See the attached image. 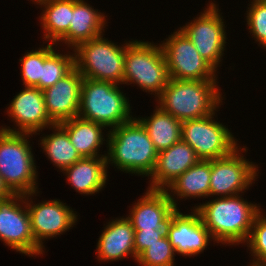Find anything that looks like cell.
Returning a JSON list of instances; mask_svg holds the SVG:
<instances>
[{
  "instance_id": "obj_20",
  "label": "cell",
  "mask_w": 266,
  "mask_h": 266,
  "mask_svg": "<svg viewBox=\"0 0 266 266\" xmlns=\"http://www.w3.org/2000/svg\"><path fill=\"white\" fill-rule=\"evenodd\" d=\"M106 17L84 0H73L69 30L57 42L74 50L80 43L104 35Z\"/></svg>"
},
{
  "instance_id": "obj_9",
  "label": "cell",
  "mask_w": 266,
  "mask_h": 266,
  "mask_svg": "<svg viewBox=\"0 0 266 266\" xmlns=\"http://www.w3.org/2000/svg\"><path fill=\"white\" fill-rule=\"evenodd\" d=\"M206 9V10H205ZM201 14L180 27L197 52L215 71L221 66L226 40V26L216 2H209Z\"/></svg>"
},
{
  "instance_id": "obj_10",
  "label": "cell",
  "mask_w": 266,
  "mask_h": 266,
  "mask_svg": "<svg viewBox=\"0 0 266 266\" xmlns=\"http://www.w3.org/2000/svg\"><path fill=\"white\" fill-rule=\"evenodd\" d=\"M0 240L28 256L45 252L35 243L25 195L12 194L0 199Z\"/></svg>"
},
{
  "instance_id": "obj_24",
  "label": "cell",
  "mask_w": 266,
  "mask_h": 266,
  "mask_svg": "<svg viewBox=\"0 0 266 266\" xmlns=\"http://www.w3.org/2000/svg\"><path fill=\"white\" fill-rule=\"evenodd\" d=\"M146 129L157 152L168 149L181 140L182 121L156 105L153 114L136 118Z\"/></svg>"
},
{
  "instance_id": "obj_13",
  "label": "cell",
  "mask_w": 266,
  "mask_h": 266,
  "mask_svg": "<svg viewBox=\"0 0 266 266\" xmlns=\"http://www.w3.org/2000/svg\"><path fill=\"white\" fill-rule=\"evenodd\" d=\"M38 192L25 194L27 209L31 221V229L35 243L44 251V242L57 235L65 233L76 225L77 212L61 202L60 199H51L50 201H41L33 203L32 198L37 196ZM33 196V197H32ZM30 197V198H29ZM71 208V209H70Z\"/></svg>"
},
{
  "instance_id": "obj_28",
  "label": "cell",
  "mask_w": 266,
  "mask_h": 266,
  "mask_svg": "<svg viewBox=\"0 0 266 266\" xmlns=\"http://www.w3.org/2000/svg\"><path fill=\"white\" fill-rule=\"evenodd\" d=\"M55 43H48L47 46L39 47L38 50H31L24 54L19 61L21 62V79L24 86L38 88L41 79L44 60L56 49Z\"/></svg>"
},
{
  "instance_id": "obj_32",
  "label": "cell",
  "mask_w": 266,
  "mask_h": 266,
  "mask_svg": "<svg viewBox=\"0 0 266 266\" xmlns=\"http://www.w3.org/2000/svg\"><path fill=\"white\" fill-rule=\"evenodd\" d=\"M166 235V230H135L134 249L135 261L137 257L150 245L156 243Z\"/></svg>"
},
{
  "instance_id": "obj_5",
  "label": "cell",
  "mask_w": 266,
  "mask_h": 266,
  "mask_svg": "<svg viewBox=\"0 0 266 266\" xmlns=\"http://www.w3.org/2000/svg\"><path fill=\"white\" fill-rule=\"evenodd\" d=\"M119 84L84 78L78 117L111 129L131 121V106Z\"/></svg>"
},
{
  "instance_id": "obj_11",
  "label": "cell",
  "mask_w": 266,
  "mask_h": 266,
  "mask_svg": "<svg viewBox=\"0 0 266 266\" xmlns=\"http://www.w3.org/2000/svg\"><path fill=\"white\" fill-rule=\"evenodd\" d=\"M246 149L244 146L239 147L225 157L211 160L209 197L239 195L255 183L259 167L245 159L242 151L247 152Z\"/></svg>"
},
{
  "instance_id": "obj_33",
  "label": "cell",
  "mask_w": 266,
  "mask_h": 266,
  "mask_svg": "<svg viewBox=\"0 0 266 266\" xmlns=\"http://www.w3.org/2000/svg\"><path fill=\"white\" fill-rule=\"evenodd\" d=\"M13 193L7 188L5 185L1 175H0V199H4L6 197H9Z\"/></svg>"
},
{
  "instance_id": "obj_18",
  "label": "cell",
  "mask_w": 266,
  "mask_h": 266,
  "mask_svg": "<svg viewBox=\"0 0 266 266\" xmlns=\"http://www.w3.org/2000/svg\"><path fill=\"white\" fill-rule=\"evenodd\" d=\"M199 160L195 151L181 139L168 149L158 152L147 189L164 190Z\"/></svg>"
},
{
  "instance_id": "obj_21",
  "label": "cell",
  "mask_w": 266,
  "mask_h": 266,
  "mask_svg": "<svg viewBox=\"0 0 266 266\" xmlns=\"http://www.w3.org/2000/svg\"><path fill=\"white\" fill-rule=\"evenodd\" d=\"M106 156L83 157L63 169L71 187L80 194L93 195L103 189L107 180Z\"/></svg>"
},
{
  "instance_id": "obj_30",
  "label": "cell",
  "mask_w": 266,
  "mask_h": 266,
  "mask_svg": "<svg viewBox=\"0 0 266 266\" xmlns=\"http://www.w3.org/2000/svg\"><path fill=\"white\" fill-rule=\"evenodd\" d=\"M175 251L167 235L145 249L136 260L140 266H174Z\"/></svg>"
},
{
  "instance_id": "obj_23",
  "label": "cell",
  "mask_w": 266,
  "mask_h": 266,
  "mask_svg": "<svg viewBox=\"0 0 266 266\" xmlns=\"http://www.w3.org/2000/svg\"><path fill=\"white\" fill-rule=\"evenodd\" d=\"M67 133L72 145L82 157L106 156L100 154V147L108 139H104L103 130L107 129L104 125L88 121L80 117L59 124ZM106 141V142H103Z\"/></svg>"
},
{
  "instance_id": "obj_17",
  "label": "cell",
  "mask_w": 266,
  "mask_h": 266,
  "mask_svg": "<svg viewBox=\"0 0 266 266\" xmlns=\"http://www.w3.org/2000/svg\"><path fill=\"white\" fill-rule=\"evenodd\" d=\"M177 210L164 190L147 189L134 203L127 218L134 230H166L172 214Z\"/></svg>"
},
{
  "instance_id": "obj_4",
  "label": "cell",
  "mask_w": 266,
  "mask_h": 266,
  "mask_svg": "<svg viewBox=\"0 0 266 266\" xmlns=\"http://www.w3.org/2000/svg\"><path fill=\"white\" fill-rule=\"evenodd\" d=\"M30 133L0 129V175L13 194L38 192L37 169L30 146Z\"/></svg>"
},
{
  "instance_id": "obj_29",
  "label": "cell",
  "mask_w": 266,
  "mask_h": 266,
  "mask_svg": "<svg viewBox=\"0 0 266 266\" xmlns=\"http://www.w3.org/2000/svg\"><path fill=\"white\" fill-rule=\"evenodd\" d=\"M260 210L245 242L253 257L249 265L266 266V215Z\"/></svg>"
},
{
  "instance_id": "obj_22",
  "label": "cell",
  "mask_w": 266,
  "mask_h": 266,
  "mask_svg": "<svg viewBox=\"0 0 266 266\" xmlns=\"http://www.w3.org/2000/svg\"><path fill=\"white\" fill-rule=\"evenodd\" d=\"M211 160H199L195 165L171 182L164 191L175 207L177 199L208 198L210 190ZM177 198L175 200V197Z\"/></svg>"
},
{
  "instance_id": "obj_6",
  "label": "cell",
  "mask_w": 266,
  "mask_h": 266,
  "mask_svg": "<svg viewBox=\"0 0 266 266\" xmlns=\"http://www.w3.org/2000/svg\"><path fill=\"white\" fill-rule=\"evenodd\" d=\"M155 44L133 40L127 46L123 84H137L142 91L158 97L170 78L161 44Z\"/></svg>"
},
{
  "instance_id": "obj_31",
  "label": "cell",
  "mask_w": 266,
  "mask_h": 266,
  "mask_svg": "<svg viewBox=\"0 0 266 266\" xmlns=\"http://www.w3.org/2000/svg\"><path fill=\"white\" fill-rule=\"evenodd\" d=\"M246 21L252 38L266 49V2L252 0L246 11Z\"/></svg>"
},
{
  "instance_id": "obj_26",
  "label": "cell",
  "mask_w": 266,
  "mask_h": 266,
  "mask_svg": "<svg viewBox=\"0 0 266 266\" xmlns=\"http://www.w3.org/2000/svg\"><path fill=\"white\" fill-rule=\"evenodd\" d=\"M50 128L54 130L53 133L40 137L42 139L39 140L41 141L39 144L46 157L62 171L83 157L72 145L68 133L59 124H54Z\"/></svg>"
},
{
  "instance_id": "obj_2",
  "label": "cell",
  "mask_w": 266,
  "mask_h": 266,
  "mask_svg": "<svg viewBox=\"0 0 266 266\" xmlns=\"http://www.w3.org/2000/svg\"><path fill=\"white\" fill-rule=\"evenodd\" d=\"M107 165L143 177L154 170L158 152L144 126L134 117L131 121L108 129ZM145 175V176H144Z\"/></svg>"
},
{
  "instance_id": "obj_15",
  "label": "cell",
  "mask_w": 266,
  "mask_h": 266,
  "mask_svg": "<svg viewBox=\"0 0 266 266\" xmlns=\"http://www.w3.org/2000/svg\"><path fill=\"white\" fill-rule=\"evenodd\" d=\"M191 211L189 214H184L177 209L172 214L166 229V235L175 254L188 257L203 253L213 240L199 213L194 208Z\"/></svg>"
},
{
  "instance_id": "obj_14",
  "label": "cell",
  "mask_w": 266,
  "mask_h": 266,
  "mask_svg": "<svg viewBox=\"0 0 266 266\" xmlns=\"http://www.w3.org/2000/svg\"><path fill=\"white\" fill-rule=\"evenodd\" d=\"M11 121L15 122L16 128L0 127L8 132L40 134L43 129L54 125L50 120L46 108L43 90L36 87H26L12 99L6 111Z\"/></svg>"
},
{
  "instance_id": "obj_19",
  "label": "cell",
  "mask_w": 266,
  "mask_h": 266,
  "mask_svg": "<svg viewBox=\"0 0 266 266\" xmlns=\"http://www.w3.org/2000/svg\"><path fill=\"white\" fill-rule=\"evenodd\" d=\"M134 238L135 230L127 217L112 219L98 239L97 259L99 262H111L130 256L135 260Z\"/></svg>"
},
{
  "instance_id": "obj_25",
  "label": "cell",
  "mask_w": 266,
  "mask_h": 266,
  "mask_svg": "<svg viewBox=\"0 0 266 266\" xmlns=\"http://www.w3.org/2000/svg\"><path fill=\"white\" fill-rule=\"evenodd\" d=\"M34 4L40 5V16L43 29V38L50 43L57 41L69 30L73 0H36Z\"/></svg>"
},
{
  "instance_id": "obj_16",
  "label": "cell",
  "mask_w": 266,
  "mask_h": 266,
  "mask_svg": "<svg viewBox=\"0 0 266 266\" xmlns=\"http://www.w3.org/2000/svg\"><path fill=\"white\" fill-rule=\"evenodd\" d=\"M83 79L74 67L56 84L43 90L46 112L54 124L78 117Z\"/></svg>"
},
{
  "instance_id": "obj_27",
  "label": "cell",
  "mask_w": 266,
  "mask_h": 266,
  "mask_svg": "<svg viewBox=\"0 0 266 266\" xmlns=\"http://www.w3.org/2000/svg\"><path fill=\"white\" fill-rule=\"evenodd\" d=\"M72 53V54H71ZM75 67V53L67 54L53 51L45 60L42 67L38 89L44 90L56 84Z\"/></svg>"
},
{
  "instance_id": "obj_12",
  "label": "cell",
  "mask_w": 266,
  "mask_h": 266,
  "mask_svg": "<svg viewBox=\"0 0 266 266\" xmlns=\"http://www.w3.org/2000/svg\"><path fill=\"white\" fill-rule=\"evenodd\" d=\"M168 75L176 80H217L216 71L201 57L194 44L178 28L161 43Z\"/></svg>"
},
{
  "instance_id": "obj_8",
  "label": "cell",
  "mask_w": 266,
  "mask_h": 266,
  "mask_svg": "<svg viewBox=\"0 0 266 266\" xmlns=\"http://www.w3.org/2000/svg\"><path fill=\"white\" fill-rule=\"evenodd\" d=\"M213 113L200 119L182 121L181 139L200 160H214L231 154L238 148L237 139L230 130L215 121Z\"/></svg>"
},
{
  "instance_id": "obj_3",
  "label": "cell",
  "mask_w": 266,
  "mask_h": 266,
  "mask_svg": "<svg viewBox=\"0 0 266 266\" xmlns=\"http://www.w3.org/2000/svg\"><path fill=\"white\" fill-rule=\"evenodd\" d=\"M220 90L217 80L169 79L156 101L180 121L200 119L218 111L224 98Z\"/></svg>"
},
{
  "instance_id": "obj_1",
  "label": "cell",
  "mask_w": 266,
  "mask_h": 266,
  "mask_svg": "<svg viewBox=\"0 0 266 266\" xmlns=\"http://www.w3.org/2000/svg\"><path fill=\"white\" fill-rule=\"evenodd\" d=\"M242 195L216 197L195 205L194 209L210 232L213 242L235 246L247 241L261 208L259 204L245 200Z\"/></svg>"
},
{
  "instance_id": "obj_7",
  "label": "cell",
  "mask_w": 266,
  "mask_h": 266,
  "mask_svg": "<svg viewBox=\"0 0 266 266\" xmlns=\"http://www.w3.org/2000/svg\"><path fill=\"white\" fill-rule=\"evenodd\" d=\"M132 41L117 45L101 35L74 50L75 67L84 78L123 84L125 50Z\"/></svg>"
}]
</instances>
